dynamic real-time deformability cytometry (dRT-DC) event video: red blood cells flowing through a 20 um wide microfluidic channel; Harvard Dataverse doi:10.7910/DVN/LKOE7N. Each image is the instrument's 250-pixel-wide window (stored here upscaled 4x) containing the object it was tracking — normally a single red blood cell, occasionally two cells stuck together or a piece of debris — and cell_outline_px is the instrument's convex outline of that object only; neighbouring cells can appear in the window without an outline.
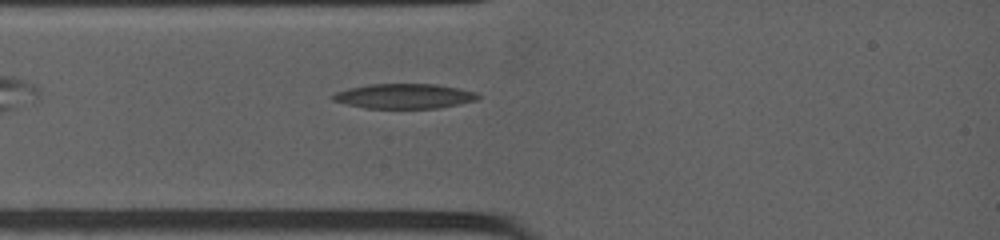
{"species": "common noctule bat (a hibernating species)", "species_latin": "Nyctalus noctula", "temperature_condition": "warm", "stored_images_in_passage": 26, "camera_frame_rate_fps": 4500, "um_per_image_px": 0.085, "animal": {"sex": "female", "body_mass_g": 19.0, "forearm_length_mm": 53.3}, "frame": {"image": 1, "passage_image": 3, "time_ms": 0.667, "image_size_px": [1000, 240], "cell_outline_px": [[480, 96], [476, 100], [460, 104], [436, 108], [364, 108], [332, 100], [332, 96], [336, 92], [348, 88], [368, 84], [436, 84], [460, 88], [476, 92]], "centroid_in_image_um": [34.38, 8.16], "position_along_channel_um": 50.6, "area_um2": 20.98}}
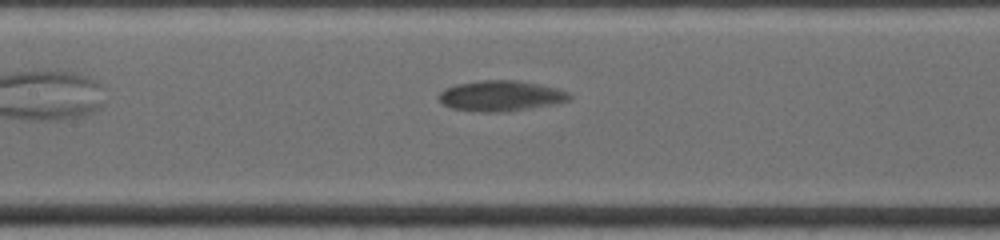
{"frame": {"image": 2, "passage_image": 12, "time_ms": 3.778, "image_size_px": [1000, 240], "cell_outline_px": [[572, 96], [568, 100], [552, 104], [504, 112], [480, 112], [448, 108], [436, 96], [444, 88], [456, 84], [480, 80], [516, 80], [540, 84], [556, 88], [568, 92]], "centroid_in_image_um": [42.5, 8.14], "position_along_channel_um": 164.9, "area_um2": 23.29}}
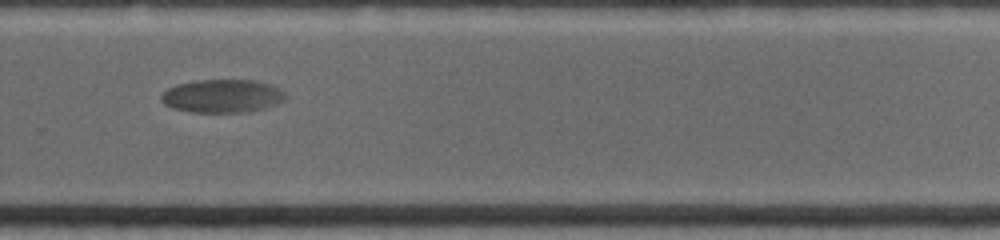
{"frame": {"image": 3, "passage_image": 24, "time_ms": 7.778, "image_size_px": [1000, 240], "cell_outline_px": [[284, 96], [280, 100], [272, 104], [260, 108], [244, 112], [192, 112], [172, 108], [164, 104], [160, 100], [160, 96], [168, 88], [176, 84], [196, 80], [256, 80], [268, 84], [284, 92]], "centroid_in_image_um": [18.77, 8.15], "position_along_channel_um": 311.0, "area_um2": 23.58}}